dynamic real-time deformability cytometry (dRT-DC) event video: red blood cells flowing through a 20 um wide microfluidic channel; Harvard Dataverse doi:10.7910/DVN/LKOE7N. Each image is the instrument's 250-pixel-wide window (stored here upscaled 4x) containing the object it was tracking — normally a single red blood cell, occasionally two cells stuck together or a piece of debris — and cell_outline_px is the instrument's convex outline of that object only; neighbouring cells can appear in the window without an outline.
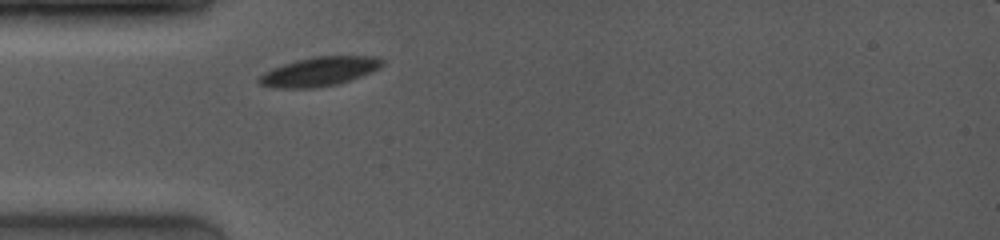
{"species": "common noctule bat (a hibernating species)", "species_latin": "Nyctalus noctula", "temperature_condition": "room temperature", "stored_images_in_passage": 1, "camera_frame_rate_fps": 4000, "um_per_image_px": 0.085, "animal": {"sex": "female", "body_mass_g": 19.0, "forearm_length_mm": 53.3}, "frame": {"image": 1, "passage_image": 1, "time_ms": 0.0, "image_size_px": [1000, 240], "cell_outline_px": [[384, 64], [380, 68], [372, 72], [340, 84], [316, 88], [272, 88], [260, 84], [256, 80], [264, 72], [272, 68], [296, 60], [312, 56], [376, 56], [384, 60]], "centroid_in_image_um": [27.16, 6.08], "position_along_channel_um": 57.8, "area_um2": 21.21}}